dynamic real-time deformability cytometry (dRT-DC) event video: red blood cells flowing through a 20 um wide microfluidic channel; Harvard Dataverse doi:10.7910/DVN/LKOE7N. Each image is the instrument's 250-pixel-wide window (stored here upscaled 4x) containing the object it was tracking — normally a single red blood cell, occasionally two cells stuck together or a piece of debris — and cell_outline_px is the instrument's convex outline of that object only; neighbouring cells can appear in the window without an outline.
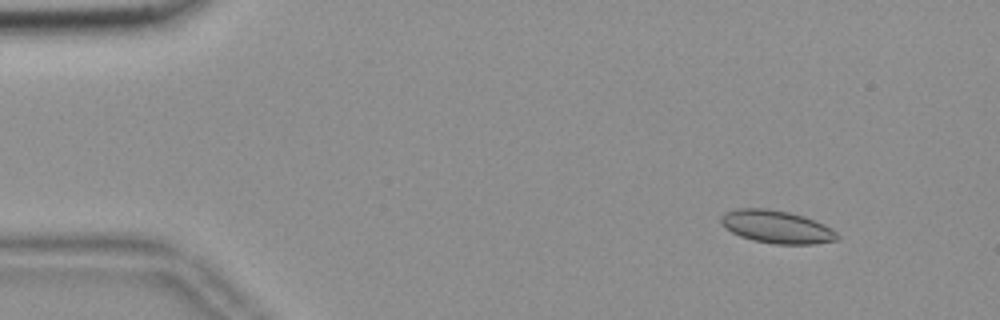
{"species": "common noctule bat (a hibernating species)", "species_latin": "Nyctalus noctula", "temperature_condition": "room temperature", "stored_images_in_passage": 55, "camera_frame_rate_fps": 3000, "um_per_image_px": 0.085, "animal": {"sex": "female", "body_mass_g": 18.4}, "frame": {"image": 1, "passage_image": 6, "time_ms": 1.667, "image_size_px": [1000, 320], "cell_outline_px": [[840, 236], [836, 240], [816, 244], [772, 244], [752, 240], [740, 236], [724, 228], [720, 220], [720, 216], [724, 212], [740, 208], [768, 208], [788, 212], [804, 216], [824, 224], [832, 228]], "centroid_in_image_um": [66.0, 19.28], "position_along_channel_um": 19.0, "area_um2": 22.43}}
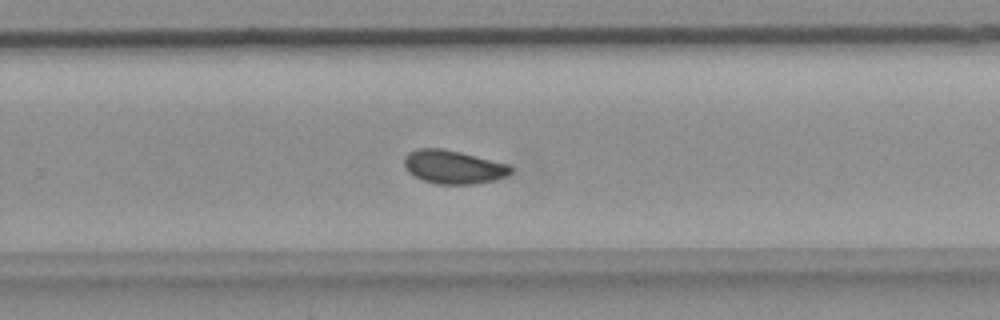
{"frame": {"image": 2, "passage_image": 36, "time_ms": 11.667, "image_size_px": [1000, 320], "cell_outline_px": [[512, 172], [508, 176], [496, 180], [476, 184], [436, 184], [424, 180], [408, 172], [404, 168], [404, 156], [408, 152], [416, 148], [440, 148], [460, 152], [508, 164], [512, 168]], "centroid_in_image_um": [38.53, 14.19], "position_along_channel_um": 291.3, "area_um2": 20.92}}
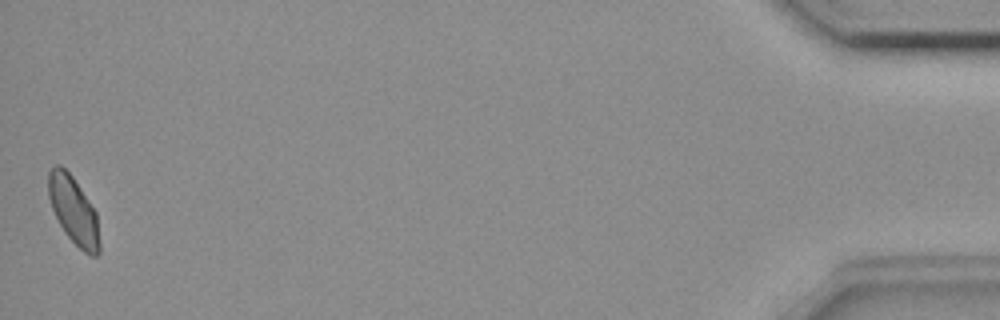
{"frame": {"image": 3, "passage_image": 55, "time_ms": 18.0, "image_size_px": [1000, 320], "cell_outline_px": [[100, 252], [96, 256], [92, 256], [84, 252], [64, 232], [52, 208], [48, 196], [48, 172], [56, 164], [60, 164], [72, 176], [96, 212], [100, 244]], "centroid_in_image_um": [6.25, 17.89], "position_along_channel_um": 428.9, "area_um2": 19.88}, "authors_computed_cell_mechanics": {"area_um2": 20.7502, "velocity_mm_per_s": 3.6559, "shape_relaxation_time_tau1_ms": 8.4165, "shape_relaxation_time_tau2_ms": 1.3581, "deformation_change_tau1": 0.1072, "deformation_change_tau2": 0.0598}}